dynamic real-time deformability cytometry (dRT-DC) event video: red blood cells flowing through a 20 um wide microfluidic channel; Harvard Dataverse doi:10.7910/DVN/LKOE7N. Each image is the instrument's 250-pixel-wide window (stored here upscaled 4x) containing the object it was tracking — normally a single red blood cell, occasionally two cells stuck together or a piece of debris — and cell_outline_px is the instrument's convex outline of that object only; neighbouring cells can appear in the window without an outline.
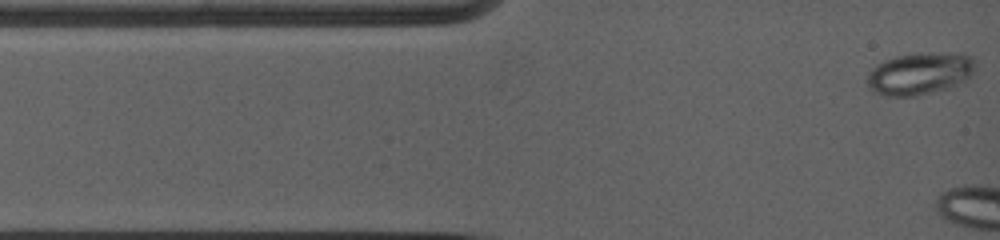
{"species": "common noctule bat (a hibernating species)", "species_latin": "Nyctalus noctula", "temperature_condition": "warm", "stored_images_in_passage": 3, "camera_frame_rate_fps": 5000, "um_per_image_px": 0.085, "animal": {"sex": "female", "body_mass_g": 19.0, "forearm_length_mm": 53.3}, "frame": {"image": 1, "passage_image": 1, "time_ms": 0.0, "image_size_px": [1000, 240], "cell_outline_px": [[976, 64], [972, 76], [964, 84], [916, 96], [884, 96], [872, 92], [868, 88], [868, 72], [876, 64], [896, 56], [912, 52], [964, 52], [972, 56], [976, 60]], "centroid_in_image_um": [78.25, 6.23], "position_along_channel_um": 6.7, "area_um2": 27.63}}